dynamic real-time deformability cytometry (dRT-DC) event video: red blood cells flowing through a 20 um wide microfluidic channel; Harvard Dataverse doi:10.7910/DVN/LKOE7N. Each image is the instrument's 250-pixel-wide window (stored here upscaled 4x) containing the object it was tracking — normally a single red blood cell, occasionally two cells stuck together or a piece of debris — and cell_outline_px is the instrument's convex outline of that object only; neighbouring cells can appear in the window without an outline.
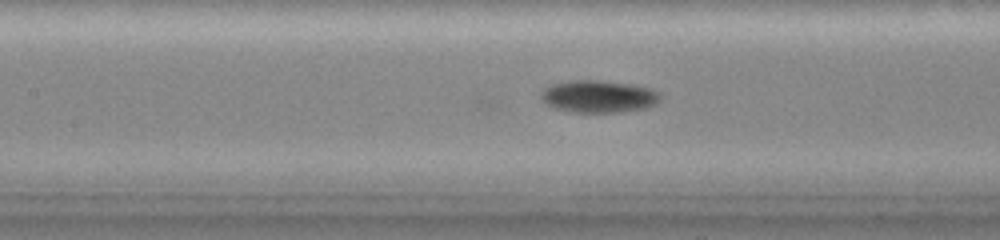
{"species": "common noctule bat (a hibernating species)", "species_latin": "Nyctalus noctula", "temperature_condition": "warm", "stored_images_in_passage": 49, "camera_frame_rate_fps": 3000, "um_per_image_px": 0.085, "animal": {"sex": "female", "body_mass_g": 19.0, "forearm_length_mm": 51.5}, "frame": {"image": 1, "passage_image": 25, "time_ms": 8.0, "image_size_px": [1000, 240], "cell_outline_px": [[660, 100], [656, 104], [644, 108], [620, 112], [568, 112], [552, 108], [544, 104], [540, 100], [540, 92], [548, 84], [568, 80], [600, 80], [632, 84], [652, 88], [660, 92]], "centroid_in_image_um": [50.81, 8.19], "position_along_channel_um": 156.6, "area_um2": 23.06}}
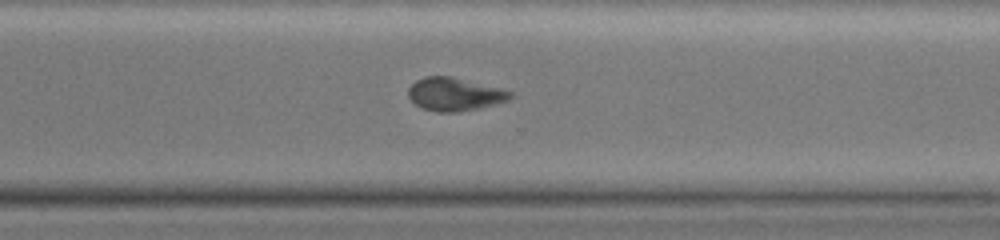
{"frame": {"image": 2, "passage_image": 37, "time_ms": 12.0, "image_size_px": [1000, 240], "cell_outline_px": [[516, 96], [508, 100], [480, 108], [456, 112], [436, 112], [424, 108], [416, 104], [408, 96], [408, 88], [416, 80], [424, 76], [452, 76], [500, 88], [512, 92]], "centroid_in_image_um": [38.66, 8.0], "position_along_channel_um": 331.9, "area_um2": 19.71}}
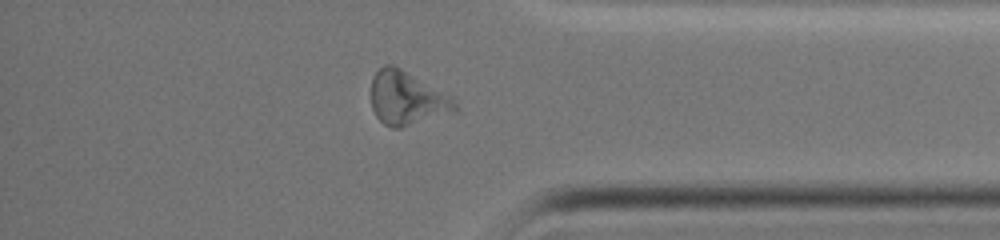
{"frame": {"image": 3, "passage_image": 42, "time_ms": 13.667, "image_size_px": [1000, 240], "cell_outline_px": [[460, 112], [400, 128], [392, 128], [384, 124], [376, 116], [372, 108], [372, 76], [384, 64], [392, 64], [400, 68], [452, 96], [456, 100], [460, 108]], "centroid_in_image_um": [34.66, 8.38], "position_along_channel_um": 400.5, "area_um2": 26.65}}